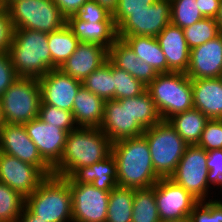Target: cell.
<instances>
[{"instance_id": "obj_1", "label": "cell", "mask_w": 222, "mask_h": 222, "mask_svg": "<svg viewBox=\"0 0 222 222\" xmlns=\"http://www.w3.org/2000/svg\"><path fill=\"white\" fill-rule=\"evenodd\" d=\"M161 117L151 95L145 90L136 97L105 101L102 132L112 141L139 137Z\"/></svg>"}, {"instance_id": "obj_2", "label": "cell", "mask_w": 222, "mask_h": 222, "mask_svg": "<svg viewBox=\"0 0 222 222\" xmlns=\"http://www.w3.org/2000/svg\"><path fill=\"white\" fill-rule=\"evenodd\" d=\"M117 164V184L132 189L150 188L160 177L156 174L146 138H124L112 143Z\"/></svg>"}, {"instance_id": "obj_3", "label": "cell", "mask_w": 222, "mask_h": 222, "mask_svg": "<svg viewBox=\"0 0 222 222\" xmlns=\"http://www.w3.org/2000/svg\"><path fill=\"white\" fill-rule=\"evenodd\" d=\"M112 141L100 128L77 127L68 133L60 162L53 175L68 177L76 168L90 166L108 157Z\"/></svg>"}, {"instance_id": "obj_4", "label": "cell", "mask_w": 222, "mask_h": 222, "mask_svg": "<svg viewBox=\"0 0 222 222\" xmlns=\"http://www.w3.org/2000/svg\"><path fill=\"white\" fill-rule=\"evenodd\" d=\"M8 53L18 77L39 79L52 70L47 33L33 29H13Z\"/></svg>"}, {"instance_id": "obj_5", "label": "cell", "mask_w": 222, "mask_h": 222, "mask_svg": "<svg viewBox=\"0 0 222 222\" xmlns=\"http://www.w3.org/2000/svg\"><path fill=\"white\" fill-rule=\"evenodd\" d=\"M25 206L47 222H72V200L69 179L47 176L39 187L25 198Z\"/></svg>"}, {"instance_id": "obj_6", "label": "cell", "mask_w": 222, "mask_h": 222, "mask_svg": "<svg viewBox=\"0 0 222 222\" xmlns=\"http://www.w3.org/2000/svg\"><path fill=\"white\" fill-rule=\"evenodd\" d=\"M146 90L163 121L194 108L191 79L184 72L158 73Z\"/></svg>"}, {"instance_id": "obj_7", "label": "cell", "mask_w": 222, "mask_h": 222, "mask_svg": "<svg viewBox=\"0 0 222 222\" xmlns=\"http://www.w3.org/2000/svg\"><path fill=\"white\" fill-rule=\"evenodd\" d=\"M149 146L153 168L160 178H170L188 144L169 124L161 120L142 134Z\"/></svg>"}, {"instance_id": "obj_8", "label": "cell", "mask_w": 222, "mask_h": 222, "mask_svg": "<svg viewBox=\"0 0 222 222\" xmlns=\"http://www.w3.org/2000/svg\"><path fill=\"white\" fill-rule=\"evenodd\" d=\"M13 29L51 33L66 24V17L53 0H16L7 8Z\"/></svg>"}, {"instance_id": "obj_9", "label": "cell", "mask_w": 222, "mask_h": 222, "mask_svg": "<svg viewBox=\"0 0 222 222\" xmlns=\"http://www.w3.org/2000/svg\"><path fill=\"white\" fill-rule=\"evenodd\" d=\"M5 123L24 124L38 117L41 104L39 80L18 77L0 96Z\"/></svg>"}, {"instance_id": "obj_10", "label": "cell", "mask_w": 222, "mask_h": 222, "mask_svg": "<svg viewBox=\"0 0 222 222\" xmlns=\"http://www.w3.org/2000/svg\"><path fill=\"white\" fill-rule=\"evenodd\" d=\"M208 172L207 151L197 145H188L170 179L199 202L206 201L212 189L207 182Z\"/></svg>"}, {"instance_id": "obj_11", "label": "cell", "mask_w": 222, "mask_h": 222, "mask_svg": "<svg viewBox=\"0 0 222 222\" xmlns=\"http://www.w3.org/2000/svg\"><path fill=\"white\" fill-rule=\"evenodd\" d=\"M171 22V1L157 0L149 9L128 11L117 27V36L156 37Z\"/></svg>"}, {"instance_id": "obj_12", "label": "cell", "mask_w": 222, "mask_h": 222, "mask_svg": "<svg viewBox=\"0 0 222 222\" xmlns=\"http://www.w3.org/2000/svg\"><path fill=\"white\" fill-rule=\"evenodd\" d=\"M72 222H106L110 191L69 180Z\"/></svg>"}, {"instance_id": "obj_13", "label": "cell", "mask_w": 222, "mask_h": 222, "mask_svg": "<svg viewBox=\"0 0 222 222\" xmlns=\"http://www.w3.org/2000/svg\"><path fill=\"white\" fill-rule=\"evenodd\" d=\"M0 152L38 167L46 176L53 175V169L42 159L24 124H4L0 130Z\"/></svg>"}, {"instance_id": "obj_14", "label": "cell", "mask_w": 222, "mask_h": 222, "mask_svg": "<svg viewBox=\"0 0 222 222\" xmlns=\"http://www.w3.org/2000/svg\"><path fill=\"white\" fill-rule=\"evenodd\" d=\"M155 200L161 221L189 217L199 202L170 178H160L155 184Z\"/></svg>"}, {"instance_id": "obj_15", "label": "cell", "mask_w": 222, "mask_h": 222, "mask_svg": "<svg viewBox=\"0 0 222 222\" xmlns=\"http://www.w3.org/2000/svg\"><path fill=\"white\" fill-rule=\"evenodd\" d=\"M46 177L38 167L0 152V182L24 198L31 195Z\"/></svg>"}, {"instance_id": "obj_16", "label": "cell", "mask_w": 222, "mask_h": 222, "mask_svg": "<svg viewBox=\"0 0 222 222\" xmlns=\"http://www.w3.org/2000/svg\"><path fill=\"white\" fill-rule=\"evenodd\" d=\"M38 80L41 104L72 112L74 99L82 86V81L68 76L60 68L48 71Z\"/></svg>"}, {"instance_id": "obj_17", "label": "cell", "mask_w": 222, "mask_h": 222, "mask_svg": "<svg viewBox=\"0 0 222 222\" xmlns=\"http://www.w3.org/2000/svg\"><path fill=\"white\" fill-rule=\"evenodd\" d=\"M24 126L42 159L53 169L62 158L69 131L45 123L38 117Z\"/></svg>"}, {"instance_id": "obj_18", "label": "cell", "mask_w": 222, "mask_h": 222, "mask_svg": "<svg viewBox=\"0 0 222 222\" xmlns=\"http://www.w3.org/2000/svg\"><path fill=\"white\" fill-rule=\"evenodd\" d=\"M222 72V33L190 50L186 75L190 79L219 78Z\"/></svg>"}, {"instance_id": "obj_19", "label": "cell", "mask_w": 222, "mask_h": 222, "mask_svg": "<svg viewBox=\"0 0 222 222\" xmlns=\"http://www.w3.org/2000/svg\"><path fill=\"white\" fill-rule=\"evenodd\" d=\"M107 60L106 48L93 43L80 42L60 69L68 76L83 81Z\"/></svg>"}, {"instance_id": "obj_20", "label": "cell", "mask_w": 222, "mask_h": 222, "mask_svg": "<svg viewBox=\"0 0 222 222\" xmlns=\"http://www.w3.org/2000/svg\"><path fill=\"white\" fill-rule=\"evenodd\" d=\"M167 61V73L186 72L189 65L190 49L184 31L171 22L156 36Z\"/></svg>"}, {"instance_id": "obj_21", "label": "cell", "mask_w": 222, "mask_h": 222, "mask_svg": "<svg viewBox=\"0 0 222 222\" xmlns=\"http://www.w3.org/2000/svg\"><path fill=\"white\" fill-rule=\"evenodd\" d=\"M73 183L92 184L97 189L111 191L117 184V164L112 153L90 166L76 168L68 177Z\"/></svg>"}, {"instance_id": "obj_22", "label": "cell", "mask_w": 222, "mask_h": 222, "mask_svg": "<svg viewBox=\"0 0 222 222\" xmlns=\"http://www.w3.org/2000/svg\"><path fill=\"white\" fill-rule=\"evenodd\" d=\"M193 105L209 119H222V82L219 78L191 79Z\"/></svg>"}, {"instance_id": "obj_23", "label": "cell", "mask_w": 222, "mask_h": 222, "mask_svg": "<svg viewBox=\"0 0 222 222\" xmlns=\"http://www.w3.org/2000/svg\"><path fill=\"white\" fill-rule=\"evenodd\" d=\"M66 25L80 42L97 44L107 50L118 39L117 27L114 22H85L70 15L66 18Z\"/></svg>"}, {"instance_id": "obj_24", "label": "cell", "mask_w": 222, "mask_h": 222, "mask_svg": "<svg viewBox=\"0 0 222 222\" xmlns=\"http://www.w3.org/2000/svg\"><path fill=\"white\" fill-rule=\"evenodd\" d=\"M105 101L83 85L74 99L72 113L78 127L99 128L104 115Z\"/></svg>"}, {"instance_id": "obj_25", "label": "cell", "mask_w": 222, "mask_h": 222, "mask_svg": "<svg viewBox=\"0 0 222 222\" xmlns=\"http://www.w3.org/2000/svg\"><path fill=\"white\" fill-rule=\"evenodd\" d=\"M135 54L157 73H167V61L156 39L152 36H118Z\"/></svg>"}, {"instance_id": "obj_26", "label": "cell", "mask_w": 222, "mask_h": 222, "mask_svg": "<svg viewBox=\"0 0 222 222\" xmlns=\"http://www.w3.org/2000/svg\"><path fill=\"white\" fill-rule=\"evenodd\" d=\"M188 145H197L209 118L192 108L167 120Z\"/></svg>"}, {"instance_id": "obj_27", "label": "cell", "mask_w": 222, "mask_h": 222, "mask_svg": "<svg viewBox=\"0 0 222 222\" xmlns=\"http://www.w3.org/2000/svg\"><path fill=\"white\" fill-rule=\"evenodd\" d=\"M79 43L80 41L66 24L59 30L48 33L52 69L60 68L74 53Z\"/></svg>"}, {"instance_id": "obj_28", "label": "cell", "mask_w": 222, "mask_h": 222, "mask_svg": "<svg viewBox=\"0 0 222 222\" xmlns=\"http://www.w3.org/2000/svg\"><path fill=\"white\" fill-rule=\"evenodd\" d=\"M134 189L117 185L110 191L106 222H131Z\"/></svg>"}, {"instance_id": "obj_29", "label": "cell", "mask_w": 222, "mask_h": 222, "mask_svg": "<svg viewBox=\"0 0 222 222\" xmlns=\"http://www.w3.org/2000/svg\"><path fill=\"white\" fill-rule=\"evenodd\" d=\"M82 85L104 101L114 99L113 64L107 60L86 77Z\"/></svg>"}, {"instance_id": "obj_30", "label": "cell", "mask_w": 222, "mask_h": 222, "mask_svg": "<svg viewBox=\"0 0 222 222\" xmlns=\"http://www.w3.org/2000/svg\"><path fill=\"white\" fill-rule=\"evenodd\" d=\"M131 222H160L155 200V185L150 188L134 189Z\"/></svg>"}, {"instance_id": "obj_31", "label": "cell", "mask_w": 222, "mask_h": 222, "mask_svg": "<svg viewBox=\"0 0 222 222\" xmlns=\"http://www.w3.org/2000/svg\"><path fill=\"white\" fill-rule=\"evenodd\" d=\"M25 207V198L0 182V222H16Z\"/></svg>"}, {"instance_id": "obj_32", "label": "cell", "mask_w": 222, "mask_h": 222, "mask_svg": "<svg viewBox=\"0 0 222 222\" xmlns=\"http://www.w3.org/2000/svg\"><path fill=\"white\" fill-rule=\"evenodd\" d=\"M183 31L190 50L215 38L221 33L214 18H203L193 25L185 27Z\"/></svg>"}, {"instance_id": "obj_33", "label": "cell", "mask_w": 222, "mask_h": 222, "mask_svg": "<svg viewBox=\"0 0 222 222\" xmlns=\"http://www.w3.org/2000/svg\"><path fill=\"white\" fill-rule=\"evenodd\" d=\"M171 23L181 29L191 26L204 17L199 11L197 0H170Z\"/></svg>"}, {"instance_id": "obj_34", "label": "cell", "mask_w": 222, "mask_h": 222, "mask_svg": "<svg viewBox=\"0 0 222 222\" xmlns=\"http://www.w3.org/2000/svg\"><path fill=\"white\" fill-rule=\"evenodd\" d=\"M114 100L132 98L146 90V86L128 72L113 65Z\"/></svg>"}, {"instance_id": "obj_35", "label": "cell", "mask_w": 222, "mask_h": 222, "mask_svg": "<svg viewBox=\"0 0 222 222\" xmlns=\"http://www.w3.org/2000/svg\"><path fill=\"white\" fill-rule=\"evenodd\" d=\"M108 60L115 67L128 72L135 78L136 61L141 59L123 39L118 38L108 50Z\"/></svg>"}, {"instance_id": "obj_36", "label": "cell", "mask_w": 222, "mask_h": 222, "mask_svg": "<svg viewBox=\"0 0 222 222\" xmlns=\"http://www.w3.org/2000/svg\"><path fill=\"white\" fill-rule=\"evenodd\" d=\"M38 118L43 122L52 124L64 131L70 132L78 127L71 111L47 104H40Z\"/></svg>"}, {"instance_id": "obj_37", "label": "cell", "mask_w": 222, "mask_h": 222, "mask_svg": "<svg viewBox=\"0 0 222 222\" xmlns=\"http://www.w3.org/2000/svg\"><path fill=\"white\" fill-rule=\"evenodd\" d=\"M190 222H222V200L198 202L189 215Z\"/></svg>"}, {"instance_id": "obj_38", "label": "cell", "mask_w": 222, "mask_h": 222, "mask_svg": "<svg viewBox=\"0 0 222 222\" xmlns=\"http://www.w3.org/2000/svg\"><path fill=\"white\" fill-rule=\"evenodd\" d=\"M197 146L205 151L222 149V119H209Z\"/></svg>"}, {"instance_id": "obj_39", "label": "cell", "mask_w": 222, "mask_h": 222, "mask_svg": "<svg viewBox=\"0 0 222 222\" xmlns=\"http://www.w3.org/2000/svg\"><path fill=\"white\" fill-rule=\"evenodd\" d=\"M74 16L81 21L114 22L112 14L94 0H87Z\"/></svg>"}, {"instance_id": "obj_40", "label": "cell", "mask_w": 222, "mask_h": 222, "mask_svg": "<svg viewBox=\"0 0 222 222\" xmlns=\"http://www.w3.org/2000/svg\"><path fill=\"white\" fill-rule=\"evenodd\" d=\"M157 0H119L117 9L113 13L115 26L118 27L127 17L128 11L149 9Z\"/></svg>"}, {"instance_id": "obj_41", "label": "cell", "mask_w": 222, "mask_h": 222, "mask_svg": "<svg viewBox=\"0 0 222 222\" xmlns=\"http://www.w3.org/2000/svg\"><path fill=\"white\" fill-rule=\"evenodd\" d=\"M207 167L208 185H217L222 191V149L207 151Z\"/></svg>"}, {"instance_id": "obj_42", "label": "cell", "mask_w": 222, "mask_h": 222, "mask_svg": "<svg viewBox=\"0 0 222 222\" xmlns=\"http://www.w3.org/2000/svg\"><path fill=\"white\" fill-rule=\"evenodd\" d=\"M18 79L8 51L0 52V96Z\"/></svg>"}, {"instance_id": "obj_43", "label": "cell", "mask_w": 222, "mask_h": 222, "mask_svg": "<svg viewBox=\"0 0 222 222\" xmlns=\"http://www.w3.org/2000/svg\"><path fill=\"white\" fill-rule=\"evenodd\" d=\"M13 36V27L7 9L0 11V52L8 51Z\"/></svg>"}, {"instance_id": "obj_44", "label": "cell", "mask_w": 222, "mask_h": 222, "mask_svg": "<svg viewBox=\"0 0 222 222\" xmlns=\"http://www.w3.org/2000/svg\"><path fill=\"white\" fill-rule=\"evenodd\" d=\"M157 72L143 60L136 61L135 78L138 79L146 87L157 76Z\"/></svg>"}, {"instance_id": "obj_45", "label": "cell", "mask_w": 222, "mask_h": 222, "mask_svg": "<svg viewBox=\"0 0 222 222\" xmlns=\"http://www.w3.org/2000/svg\"><path fill=\"white\" fill-rule=\"evenodd\" d=\"M86 1L87 0H53V2L59 7L61 13L66 18L81 10L82 5Z\"/></svg>"}, {"instance_id": "obj_46", "label": "cell", "mask_w": 222, "mask_h": 222, "mask_svg": "<svg viewBox=\"0 0 222 222\" xmlns=\"http://www.w3.org/2000/svg\"><path fill=\"white\" fill-rule=\"evenodd\" d=\"M199 11L204 18H215L221 0H197Z\"/></svg>"}, {"instance_id": "obj_47", "label": "cell", "mask_w": 222, "mask_h": 222, "mask_svg": "<svg viewBox=\"0 0 222 222\" xmlns=\"http://www.w3.org/2000/svg\"><path fill=\"white\" fill-rule=\"evenodd\" d=\"M16 222H47L35 216L26 206Z\"/></svg>"}, {"instance_id": "obj_48", "label": "cell", "mask_w": 222, "mask_h": 222, "mask_svg": "<svg viewBox=\"0 0 222 222\" xmlns=\"http://www.w3.org/2000/svg\"><path fill=\"white\" fill-rule=\"evenodd\" d=\"M94 1L113 15V13L117 9V4L119 0H94Z\"/></svg>"}, {"instance_id": "obj_49", "label": "cell", "mask_w": 222, "mask_h": 222, "mask_svg": "<svg viewBox=\"0 0 222 222\" xmlns=\"http://www.w3.org/2000/svg\"><path fill=\"white\" fill-rule=\"evenodd\" d=\"M214 19L216 21V24L218 25L219 31L222 33V0L220 2V7L218 9V13Z\"/></svg>"}, {"instance_id": "obj_50", "label": "cell", "mask_w": 222, "mask_h": 222, "mask_svg": "<svg viewBox=\"0 0 222 222\" xmlns=\"http://www.w3.org/2000/svg\"><path fill=\"white\" fill-rule=\"evenodd\" d=\"M160 222H190V219H189V217H186V218H183V219L160 221Z\"/></svg>"}, {"instance_id": "obj_51", "label": "cell", "mask_w": 222, "mask_h": 222, "mask_svg": "<svg viewBox=\"0 0 222 222\" xmlns=\"http://www.w3.org/2000/svg\"><path fill=\"white\" fill-rule=\"evenodd\" d=\"M4 124H5V121L2 115V107H1V102H0V130L4 126Z\"/></svg>"}, {"instance_id": "obj_52", "label": "cell", "mask_w": 222, "mask_h": 222, "mask_svg": "<svg viewBox=\"0 0 222 222\" xmlns=\"http://www.w3.org/2000/svg\"><path fill=\"white\" fill-rule=\"evenodd\" d=\"M14 1H16V0H1V2L5 8H7Z\"/></svg>"}, {"instance_id": "obj_53", "label": "cell", "mask_w": 222, "mask_h": 222, "mask_svg": "<svg viewBox=\"0 0 222 222\" xmlns=\"http://www.w3.org/2000/svg\"><path fill=\"white\" fill-rule=\"evenodd\" d=\"M3 8H4V6H3V4H2V2H1V0H0V11H1Z\"/></svg>"}, {"instance_id": "obj_54", "label": "cell", "mask_w": 222, "mask_h": 222, "mask_svg": "<svg viewBox=\"0 0 222 222\" xmlns=\"http://www.w3.org/2000/svg\"><path fill=\"white\" fill-rule=\"evenodd\" d=\"M219 79H220L221 82H222V72H221V74H220V76H219Z\"/></svg>"}]
</instances>
